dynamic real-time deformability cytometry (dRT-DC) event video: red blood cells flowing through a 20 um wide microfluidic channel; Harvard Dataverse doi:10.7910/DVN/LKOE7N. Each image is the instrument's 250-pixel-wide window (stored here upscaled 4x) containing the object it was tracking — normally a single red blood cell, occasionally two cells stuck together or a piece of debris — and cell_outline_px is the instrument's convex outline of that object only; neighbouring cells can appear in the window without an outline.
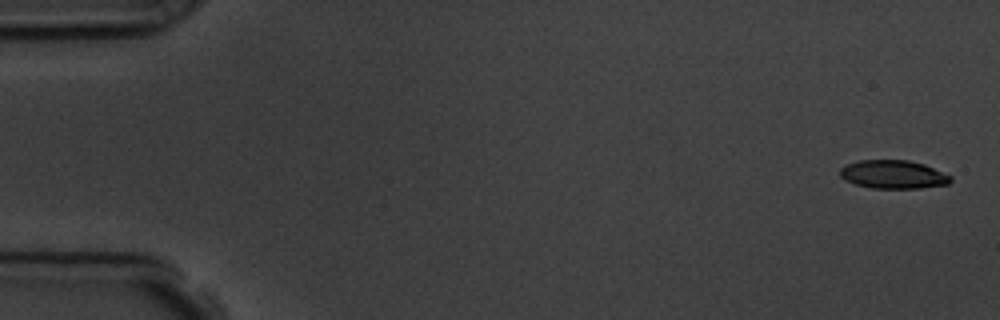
{"species": "common noctule bat (a hibernating species)", "species_latin": "Nyctalus noctula", "temperature_condition": "room temperature", "stored_images_in_passage": 5, "camera_frame_rate_fps": 3000, "um_per_image_px": 0.085, "animal": {"sex": "male", "body_mass_g": 19.5, "forearm_length_mm": 54.6}, "frame": {"image": 1, "passage_image": 1, "time_ms": 0.0, "image_size_px": [1000, 320], "cell_outline_px": [[952, 180], [948, 184], [920, 188], [872, 188], [856, 184], [844, 180], [840, 176], [840, 168], [848, 164], [860, 160], [908, 160], [924, 164], [952, 176]], "centroid_in_image_um": [75.93, 14.83], "position_along_channel_um": 9.1, "area_um2": 18.26}}
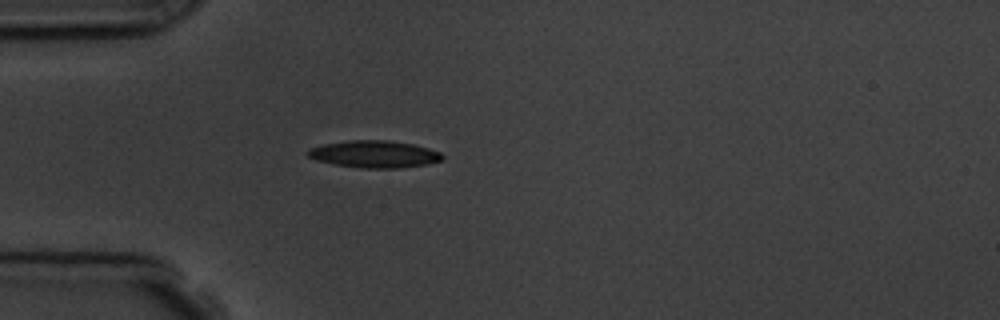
{"frame": {"image": 2, "passage_image": 5, "time_ms": 4.667, "image_size_px": [1000, 320], "cell_outline_px": [[444, 160], [428, 164], [400, 168], [360, 168], [336, 164], [316, 160], [308, 156], [304, 152], [308, 148], [324, 144], [348, 140], [388, 140], [412, 144], [428, 148], [440, 152], [444, 156]], "centroid_in_image_um": [31.82, 13.1], "position_along_channel_um": 53.2, "area_um2": 21.39}}